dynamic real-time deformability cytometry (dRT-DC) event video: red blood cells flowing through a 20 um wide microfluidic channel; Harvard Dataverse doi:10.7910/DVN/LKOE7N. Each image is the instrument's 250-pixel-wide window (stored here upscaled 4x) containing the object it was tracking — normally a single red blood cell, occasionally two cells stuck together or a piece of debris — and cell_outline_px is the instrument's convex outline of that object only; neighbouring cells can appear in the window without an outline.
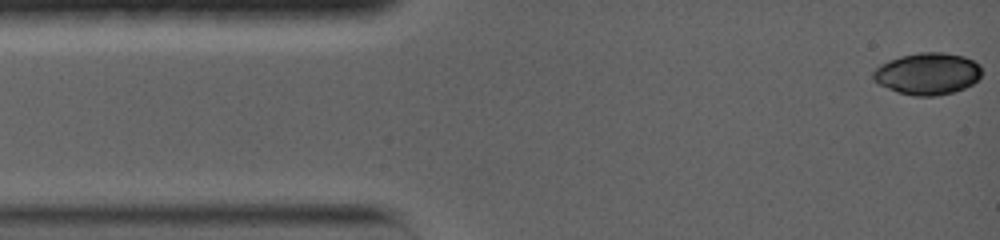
{"species": "common noctule bat (a hibernating species)", "species_latin": "Nyctalus noctula", "temperature_condition": "warm", "stored_images_in_passage": 38, "camera_frame_rate_fps": 5000, "um_per_image_px": 0.085, "animal": {"sex": "female", "body_mass_g": 19.0, "forearm_length_mm": 56.7}, "frame": {"image": 1, "passage_image": 1, "time_ms": 0.0, "image_size_px": [1000, 240], "cell_outline_px": [[980, 76], [972, 84], [964, 88], [952, 92], [936, 96], [912, 96], [896, 92], [880, 84], [872, 76], [872, 72], [880, 64], [888, 60], [900, 56], [920, 52], [944, 52], [964, 56], [980, 64]], "centroid_in_image_um": [78.83, 6.26], "position_along_channel_um": 6.2, "area_um2": 26.47}}
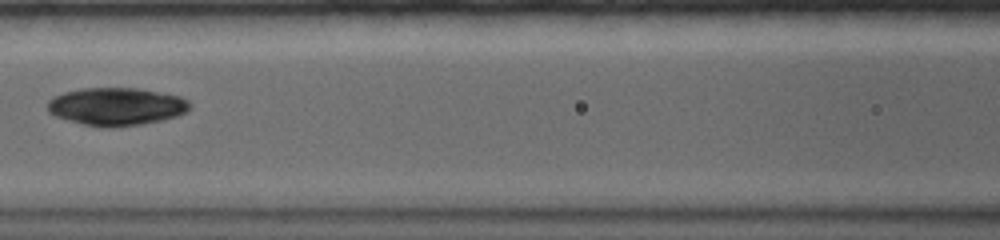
{"frame": {"image": 2, "passage_image": 16, "time_ms": 6.2, "image_size_px": [1000, 240], "cell_outline_px": [[192, 104], [188, 112], [176, 116], [144, 124], [112, 128], [104, 128], [84, 124], [68, 120], [56, 116], [48, 112], [48, 100], [52, 96], [64, 92], [80, 88], [136, 88], [180, 96], [188, 100]], "centroid_in_image_um": [9.89, 9.06], "position_along_channel_um": 156.7, "area_um2": 31.56}}
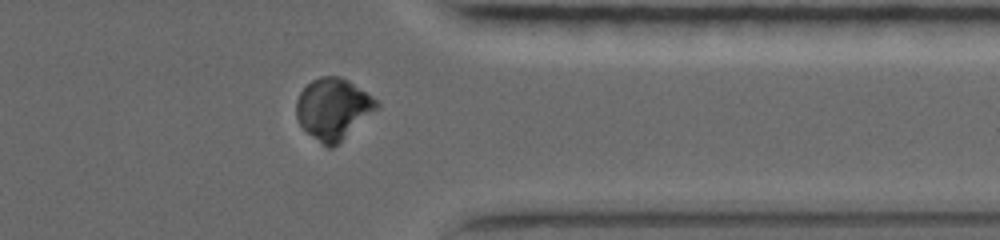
{"frame": {"image": 3, "passage_image": 34, "time_ms": 12.4, "image_size_px": [1000, 240], "cell_outline_px": [[380, 108], [332, 148], [328, 148], [308, 132], [300, 124], [296, 116], [296, 100], [300, 92], [312, 80], [320, 76], [340, 76], [348, 80], [372, 96], [380, 104]], "centroid_in_image_um": [28.34, 9.23], "position_along_channel_um": 383.1, "area_um2": 28.5}, "authors_computed_cell_mechanics": {"area_um2": 29.4202, "velocity_mm_per_s": 3.7171, "shape_relaxation_time_tau1_ms": 6.2366, "shape_relaxation_time_tau2_ms": null, "deformation_change_tau1": 0.2416, "deformation_change_tau2": null}}